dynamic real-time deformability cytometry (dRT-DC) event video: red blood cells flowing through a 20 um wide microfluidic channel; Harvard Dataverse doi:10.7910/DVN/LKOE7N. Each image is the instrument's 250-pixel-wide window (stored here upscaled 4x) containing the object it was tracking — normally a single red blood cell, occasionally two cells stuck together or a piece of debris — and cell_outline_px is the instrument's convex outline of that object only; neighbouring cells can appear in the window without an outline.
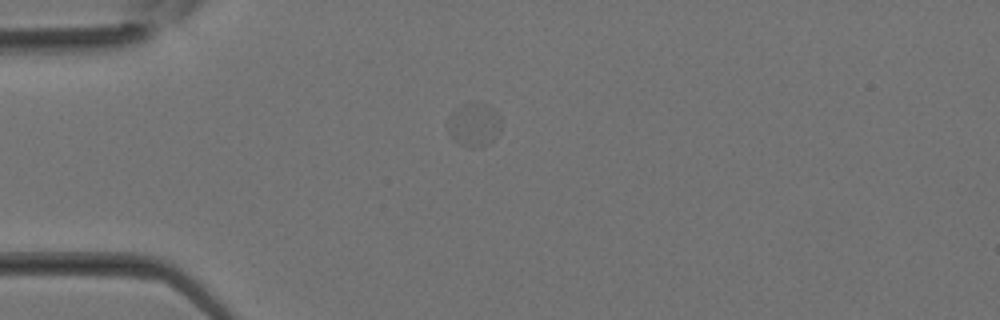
{"species": "Egyptian fruit bat (a non-hibernating species)", "species_latin": "Rousettus aegyptiacus", "temperature_condition": "room temperature", "stored_images_in_passage": 24, "camera_frame_rate_fps": 3000, "um_per_image_px": 0.085, "animal": {"sex": "female"}, "frame": {"image": 1, "passage_image": 1, "time_ms": 0.0, "image_size_px": [1000, 320], "cell_outline_px": [[500, 128], [496, 136], [488, 144], [472, 148], [460, 144], [448, 132], [448, 124], [452, 112], [472, 104], [484, 104], [492, 108], [500, 116]], "centroid_in_image_um": [40.32, 10.65], "position_along_channel_um": 44.7, "area_um2": 12.77}}
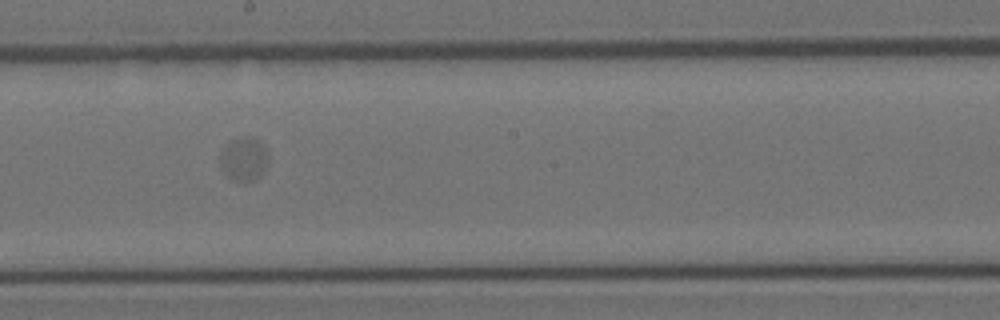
{"frame": {"image": 2, "passage_image": 11, "time_ms": 3.333, "image_size_px": [1000, 320], "cell_outline_px": [[268, 160], [260, 176], [252, 180], [232, 180], [224, 172], [220, 164], [220, 152], [232, 140], [244, 136], [252, 136], [264, 148], [268, 156]], "centroid_in_image_um": [20.71, 13.51], "position_along_channel_um": 227.5, "area_um2": 11.85}}
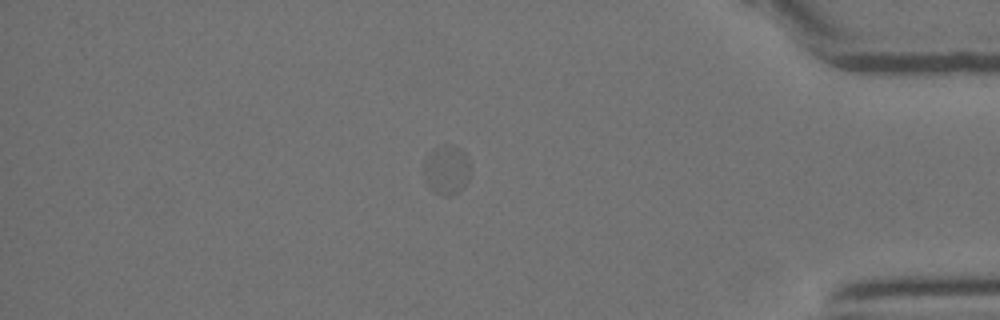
{"frame": {"image": 3, "passage_image": 21, "time_ms": 6.667, "image_size_px": [1000, 320], "cell_outline_px": [[468, 180], [456, 192], [448, 196], [444, 196], [432, 192], [428, 188], [424, 172], [424, 160], [432, 148], [444, 144], [452, 144], [460, 148], [468, 156]], "centroid_in_image_um": [37.92, 14.4], "position_along_channel_um": 397.3, "area_um2": 13.41}}